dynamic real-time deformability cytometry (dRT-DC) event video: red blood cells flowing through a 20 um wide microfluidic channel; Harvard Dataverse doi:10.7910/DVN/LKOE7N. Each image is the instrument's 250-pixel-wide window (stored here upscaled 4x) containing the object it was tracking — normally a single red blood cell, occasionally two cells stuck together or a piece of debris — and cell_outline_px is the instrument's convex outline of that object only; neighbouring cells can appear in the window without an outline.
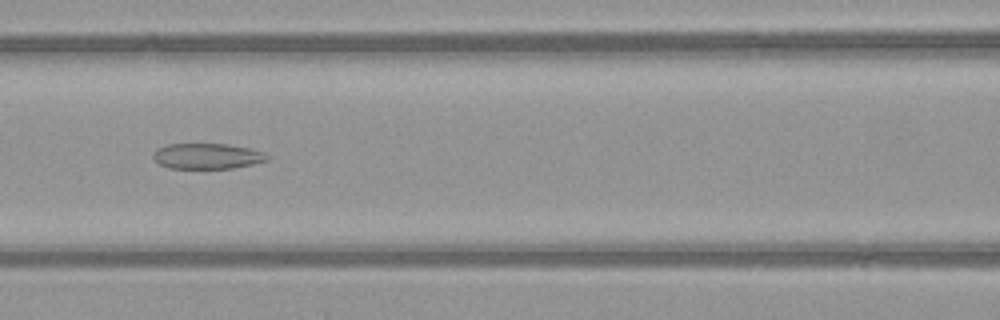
{"species": "common noctule bat (a hibernating species)", "species_latin": "Nyctalus noctula", "temperature_condition": "warm", "stored_images_in_passage": 45, "camera_frame_rate_fps": 3000, "um_per_image_px": 0.085, "animal": {"sex": "female", "body_mass_g": 21.9}, "frame": {"image": 1, "passage_image": 17, "time_ms": 5.333, "image_size_px": [1000, 320], "cell_outline_px": [[268, 160], [252, 164], [232, 168], [168, 168], [160, 164], [152, 156], [152, 152], [156, 148], [168, 144], [228, 144], [248, 148], [264, 152], [268, 156]], "centroid_in_image_um": [17.58, 13.26], "position_along_channel_um": 149.0, "area_um2": 16.94}}
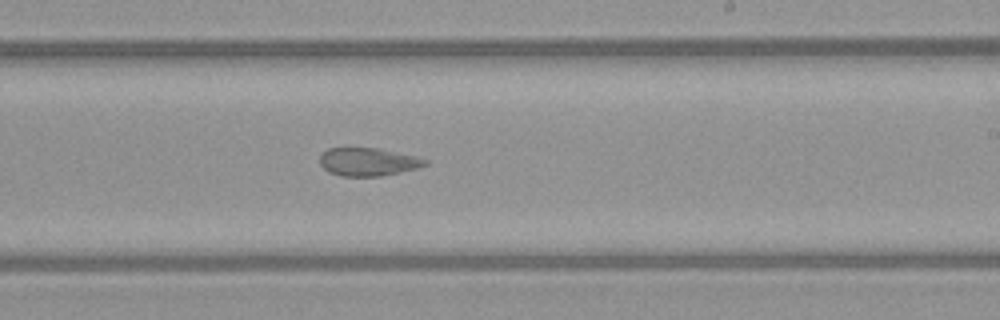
{"frame": {"image": 2, "passage_image": 25, "time_ms": 8.0, "image_size_px": [1000, 320], "cell_outline_px": [[428, 164], [416, 168], [400, 172], [380, 176], [340, 176], [328, 172], [320, 164], [320, 156], [328, 148], [376, 148], [416, 156], [428, 160]], "centroid_in_image_um": [31.27, 13.76], "position_along_channel_um": 257.7, "area_um2": 17.11}}
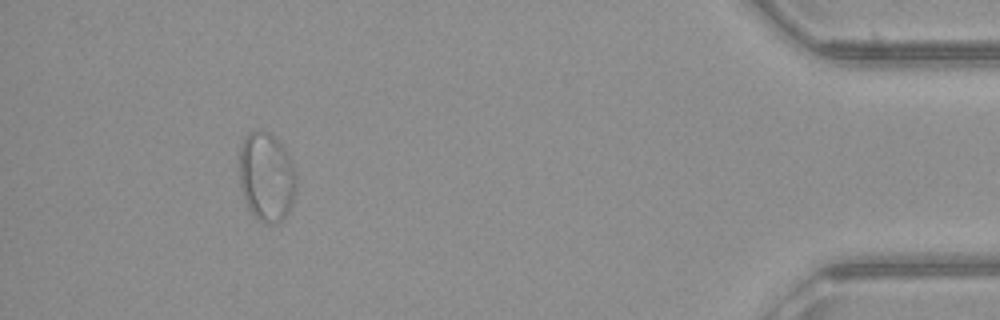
{"frame": {"image": 3, "passage_image": 41, "time_ms": 13.333, "image_size_px": [1000, 320], "cell_outline_px": [[296, 188], [292, 204], [284, 220], [280, 224], [264, 224], [248, 208], [244, 200], [240, 184], [240, 144], [248, 132], [256, 128], [272, 132], [280, 140], [288, 152], [296, 172]], "centroid_in_image_um": [22.67, 14.99], "position_along_channel_um": 412.5, "area_um2": 30.46}, "authors_computed_cell_mechanics": {"area_um2": 23.0622, "velocity_mm_per_s": 4.0851, "shape_relaxation_time_tau1_ms": null, "shape_relaxation_time_tau2_ms": 2.7351, "deformation_change_tau1": null, "deformation_change_tau2": 0.0987}}